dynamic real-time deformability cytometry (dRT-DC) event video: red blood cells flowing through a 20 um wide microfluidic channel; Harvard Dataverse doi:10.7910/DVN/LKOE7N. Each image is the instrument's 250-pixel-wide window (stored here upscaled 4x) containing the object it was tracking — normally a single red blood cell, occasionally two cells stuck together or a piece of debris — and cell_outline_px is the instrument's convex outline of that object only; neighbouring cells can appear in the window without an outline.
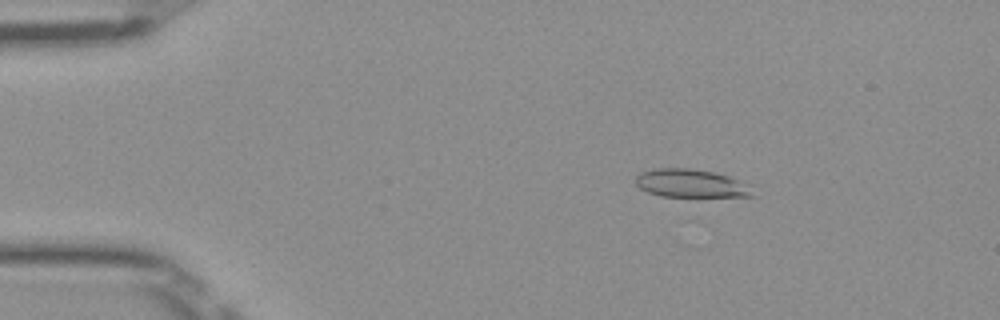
{"species": "Egyptian fruit bat (a non-hibernating species)", "species_latin": "Rousettus aegyptiacus", "temperature_condition": "room temperature", "stored_images_in_passage": 48, "camera_frame_rate_fps": 3000, "um_per_image_px": 0.085, "frame": {"image": 1, "passage_image": 6, "time_ms": 1.667, "image_size_px": [1000, 320], "cell_outline_px": [[756, 196], [660, 196], [648, 192], [640, 188], [636, 184], [636, 176], [640, 172], [656, 168], [692, 168], [712, 172], [728, 176], [752, 184]], "centroid_in_image_um": [58.78, 15.58], "position_along_channel_um": 26.2, "area_um2": 19.36}}
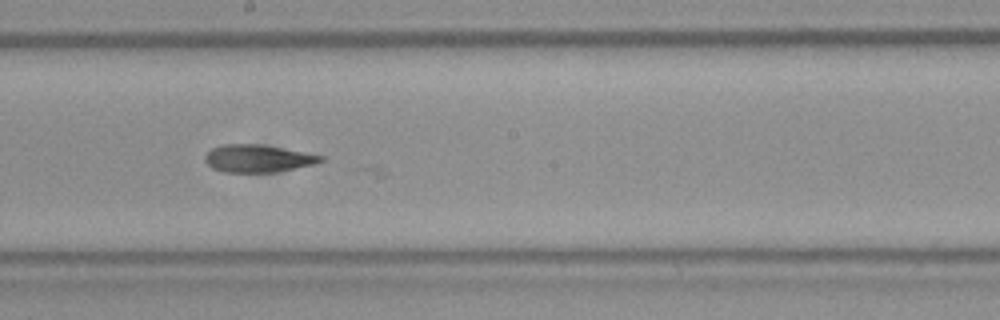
{"frame": {"image": 2, "passage_image": 26, "time_ms": 8.333, "image_size_px": [1000, 320], "cell_outline_px": [[324, 160], [312, 164], [276, 172], [224, 172], [212, 168], [204, 160], [204, 156], [212, 148], [224, 144], [260, 144], [304, 152], [324, 156]], "centroid_in_image_um": [21.88, 13.47], "position_along_channel_um": 226.3, "area_um2": 18.38}}
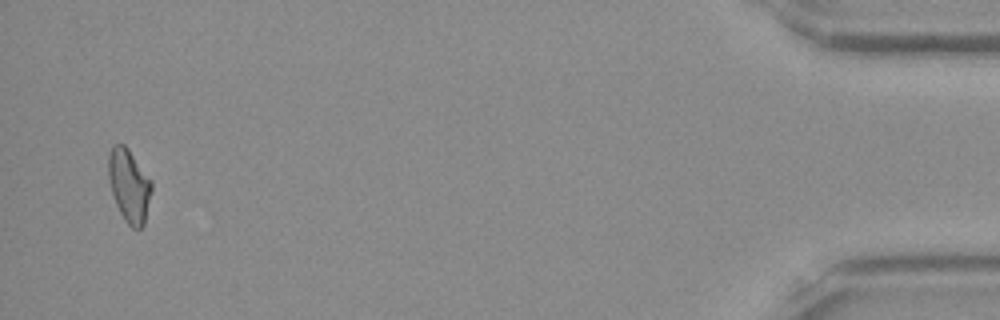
{"frame": {"image": 3, "passage_image": 47, "time_ms": 15.333, "image_size_px": [1000, 320], "cell_outline_px": [[152, 192], [144, 224], [140, 228], [132, 228], [124, 220], [116, 204], [112, 192], [108, 176], [108, 152], [112, 144], [124, 144], [128, 148], [152, 180]], "centroid_in_image_um": [10.98, 15.74], "position_along_channel_um": 424.2, "area_um2": 18.55}, "authors_computed_cell_mechanics": {"area_um2": 18.7272, "velocity_mm_per_s": 4.0297, "shape_relaxation_time_tau1_ms": null, "shape_relaxation_time_tau2_ms": 7.9562, "deformation_change_tau1": null, "deformation_change_tau2": 0.1752}}